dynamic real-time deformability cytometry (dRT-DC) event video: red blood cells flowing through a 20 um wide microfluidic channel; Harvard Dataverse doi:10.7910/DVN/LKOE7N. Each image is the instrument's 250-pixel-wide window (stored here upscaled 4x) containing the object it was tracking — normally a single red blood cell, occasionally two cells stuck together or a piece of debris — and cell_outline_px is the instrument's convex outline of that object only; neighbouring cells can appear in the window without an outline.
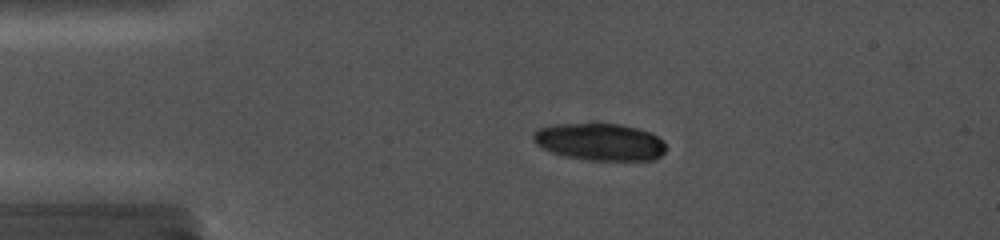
{"species": "common noctule bat (a hibernating species)", "species_latin": "Nyctalus noctula", "temperature_condition": "cold", "stored_images_in_passage": 16, "camera_frame_rate_fps": 5000, "um_per_image_px": 0.085, "animal": {"sex": "female", "body_mass_g": 19.0, "forearm_length_mm": 56.7}, "frame": {"image": 1, "passage_image": 12, "time_ms": 3.6, "image_size_px": [1000, 240], "cell_outline_px": [[668, 148], [660, 156], [652, 160], [588, 160], [568, 156], [552, 152], [536, 144], [532, 140], [532, 132], [536, 128], [552, 124], [620, 124], [636, 128], [648, 132], [664, 140]], "centroid_in_image_um": [50.97, 12.05], "position_along_channel_um": 34.0, "area_um2": 28.78}}